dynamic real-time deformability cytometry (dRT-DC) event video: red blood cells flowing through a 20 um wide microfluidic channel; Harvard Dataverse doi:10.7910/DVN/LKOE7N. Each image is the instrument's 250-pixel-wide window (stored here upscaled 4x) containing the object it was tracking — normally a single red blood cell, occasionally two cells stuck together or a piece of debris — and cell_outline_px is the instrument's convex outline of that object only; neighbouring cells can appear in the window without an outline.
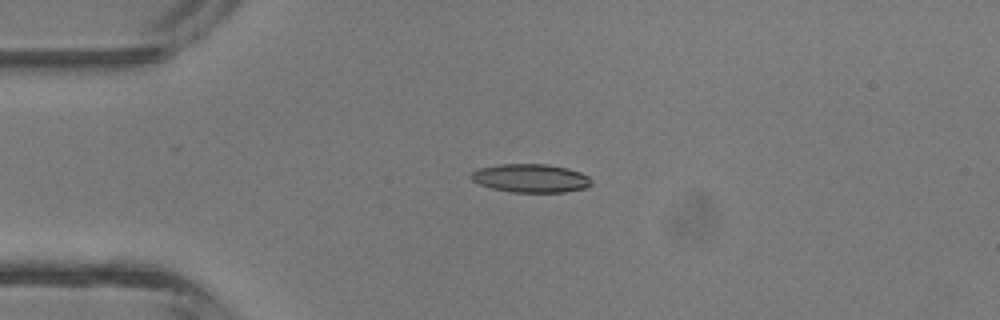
{"species": "common noctule bat (a hibernating species)", "species_latin": "Nyctalus noctula", "temperature_condition": "room temperature", "stored_images_in_passage": 5, "camera_frame_rate_fps": 3000, "um_per_image_px": 0.085, "animal": {"sex": "male", "body_mass_g": 13.3}, "frame": {"image": 1, "passage_image": 4, "time_ms": 3.333, "image_size_px": [1000, 320], "cell_outline_px": [[592, 184], [584, 188], [564, 192], [512, 192], [492, 188], [480, 184], [472, 180], [468, 176], [472, 172], [480, 168], [500, 164], [548, 164], [568, 168], [580, 172], [588, 176], [592, 180]], "centroid_in_image_um": [45.11, 15.14], "position_along_channel_um": 39.9, "area_um2": 19.94}}